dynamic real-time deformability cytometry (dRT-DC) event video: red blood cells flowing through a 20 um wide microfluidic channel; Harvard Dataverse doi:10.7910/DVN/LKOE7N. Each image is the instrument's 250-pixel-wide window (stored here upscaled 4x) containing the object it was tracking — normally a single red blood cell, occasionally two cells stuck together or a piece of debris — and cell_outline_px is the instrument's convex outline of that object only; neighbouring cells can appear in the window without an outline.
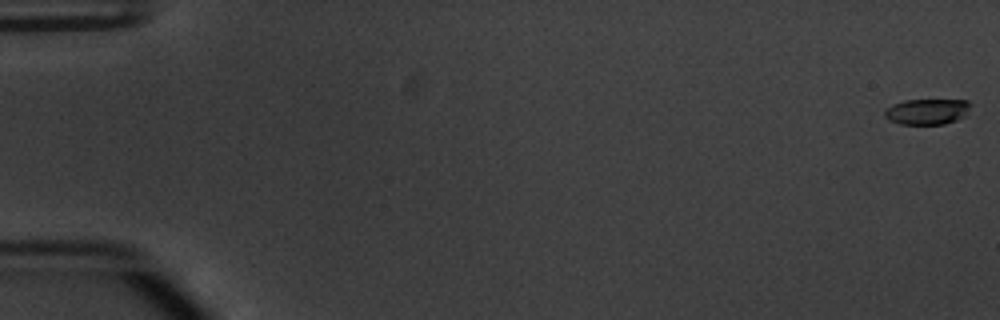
{"species": "common noctule bat (a hibernating species)", "species_latin": "Nyctalus noctula", "temperature_condition": "warm", "stored_images_in_passage": 54, "camera_frame_rate_fps": 3000, "um_per_image_px": 0.085, "animal": {"sex": "male", "body_mass_g": 20.1, "forearm_length_mm": 53.5}, "frame": {"image": 1, "passage_image": 1, "time_ms": 0.0, "image_size_px": [1000, 320], "cell_outline_px": [[972, 104], [964, 116], [956, 120], [944, 124], [900, 124], [888, 120], [884, 116], [884, 108], [892, 104], [904, 100], [968, 100]], "centroid_in_image_um": [78.77, 9.48], "position_along_channel_um": 6.2, "area_um2": 13.01}}
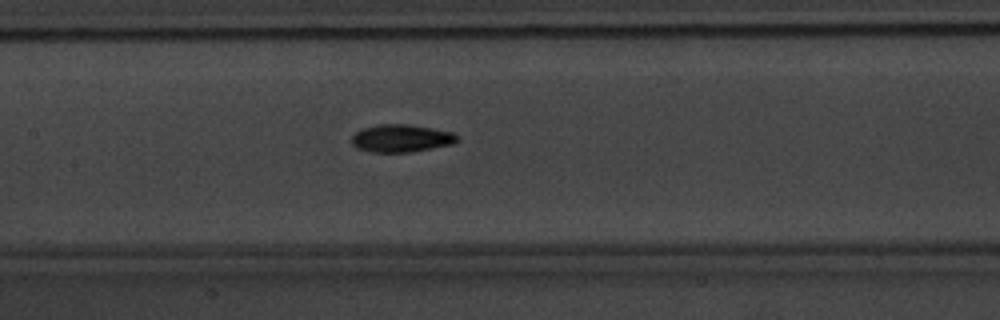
{"frame": {"image": 2, "passage_image": 27, "time_ms": 8.667, "image_size_px": [1000, 320], "cell_outline_px": [[460, 140], [452, 144], [412, 152], [372, 152], [356, 148], [352, 144], [352, 136], [356, 132], [364, 128], [376, 124], [408, 124], [432, 128], [452, 132], [460, 136]], "centroid_in_image_um": [34.13, 11.75], "position_along_channel_um": 173.3, "area_um2": 17.11}}
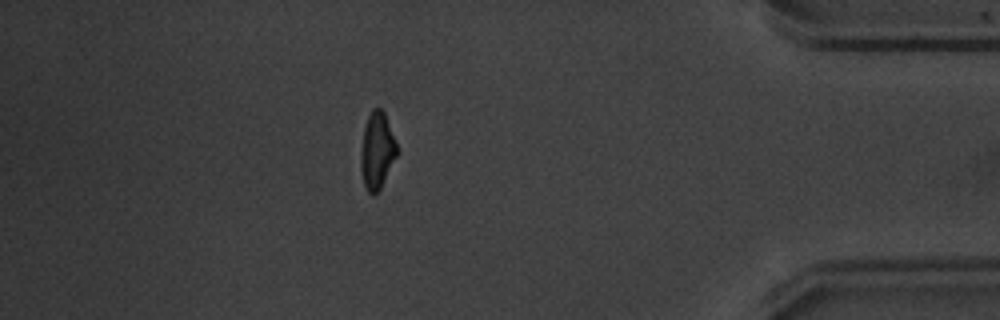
{"frame": {"image": 3, "passage_image": 48, "time_ms": 15.667, "image_size_px": [1000, 320], "cell_outline_px": [[400, 152], [380, 188], [372, 196], [368, 192], [364, 184], [360, 168], [360, 156], [364, 128], [368, 116], [372, 108], [380, 108], [384, 112]], "centroid_in_image_um": [32.06, 12.81], "position_along_channel_um": 403.1, "area_um2": 16.24}, "authors_computed_cell_mechanics": {"area_um2": 15.895, "velocity_mm_per_s": 3.8277, "shape_relaxation_time_tau1_ms": 2.8196, "shape_relaxation_time_tau2_ms": 5.9224, "deformation_change_tau1": 0.1428, "deformation_change_tau2": 0.1331}}